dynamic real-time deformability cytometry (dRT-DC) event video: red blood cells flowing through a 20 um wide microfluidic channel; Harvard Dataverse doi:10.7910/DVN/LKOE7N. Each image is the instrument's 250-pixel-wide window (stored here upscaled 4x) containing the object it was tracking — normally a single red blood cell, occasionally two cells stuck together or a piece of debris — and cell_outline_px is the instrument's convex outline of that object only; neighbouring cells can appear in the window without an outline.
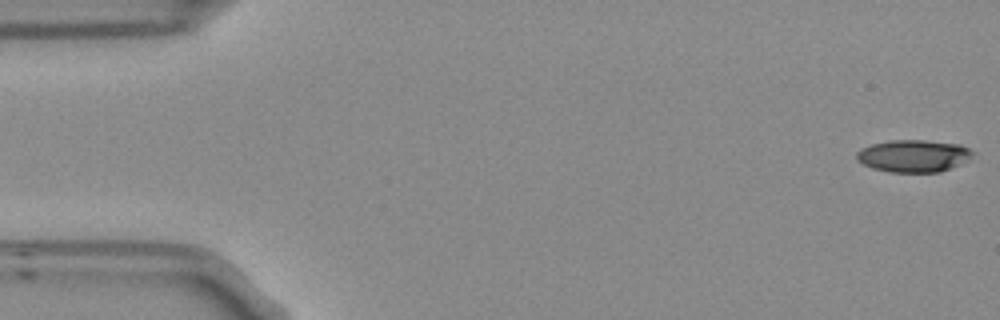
{"species": "Egyptian fruit bat (a non-hibernating species)", "species_latin": "Rousettus aegyptiacus", "temperature_condition": "room temperature", "stored_images_in_passage": 5, "camera_frame_rate_fps": 3000, "um_per_image_px": 0.085, "frame": {"image": 1, "passage_image": 1, "time_ms": 0.0, "image_size_px": [1000, 320], "cell_outline_px": [[976, 152], [968, 160], [960, 164], [940, 172], [888, 172], [872, 168], [856, 160], [856, 152], [860, 148], [872, 144], [888, 140], [924, 140], [960, 144]], "centroid_in_image_um": [77.64, 13.25], "position_along_channel_um": 7.4, "area_um2": 22.02}}
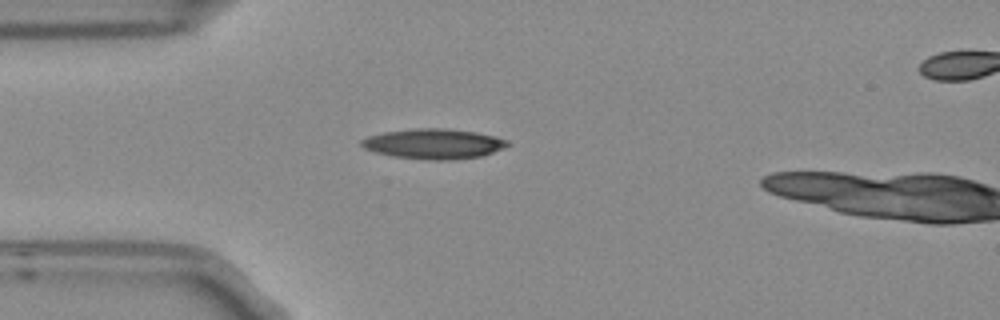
{"frame": {"image": 2, "passage_image": 4, "time_ms": 1.0, "image_size_px": [1000, 320], "cell_outline_px": [[512, 144], [504, 148], [480, 156], [456, 160], [424, 160], [392, 156], [376, 152], [364, 148], [360, 144], [360, 140], [368, 136], [384, 132], [416, 128], [444, 128], [476, 132], [496, 136], [508, 140]], "centroid_in_image_um": [36.88, 12.23], "position_along_channel_um": 48.1, "area_um2": 25.84}}